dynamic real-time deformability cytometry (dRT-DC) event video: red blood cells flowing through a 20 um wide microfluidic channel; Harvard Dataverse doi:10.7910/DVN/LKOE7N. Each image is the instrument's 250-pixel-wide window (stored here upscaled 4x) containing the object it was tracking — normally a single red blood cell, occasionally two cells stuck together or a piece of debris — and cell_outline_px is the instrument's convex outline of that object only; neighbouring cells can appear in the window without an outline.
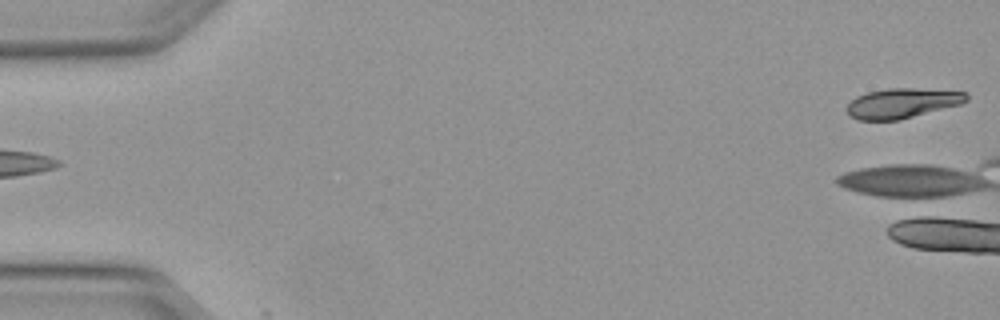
{"species": "Egyptian fruit bat (a non-hibernating species)", "species_latin": "Rousettus aegyptiacus", "temperature_condition": "warm", "stored_images_in_passage": 4, "camera_frame_rate_fps": 3000, "um_per_image_px": 0.085, "animal": {"sex": "female"}, "frame": {"image": 1, "passage_image": 4, "time_ms": 1.0, "image_size_px": [1000, 320], "cell_outline_px": [[968, 100], [960, 104], [900, 120], [860, 120], [852, 116], [844, 108], [856, 96], [868, 92], [888, 88], [912, 88], [968, 92]], "centroid_in_image_um": [76.69, 8.77], "position_along_channel_um": 8.3, "area_um2": 20.75}}